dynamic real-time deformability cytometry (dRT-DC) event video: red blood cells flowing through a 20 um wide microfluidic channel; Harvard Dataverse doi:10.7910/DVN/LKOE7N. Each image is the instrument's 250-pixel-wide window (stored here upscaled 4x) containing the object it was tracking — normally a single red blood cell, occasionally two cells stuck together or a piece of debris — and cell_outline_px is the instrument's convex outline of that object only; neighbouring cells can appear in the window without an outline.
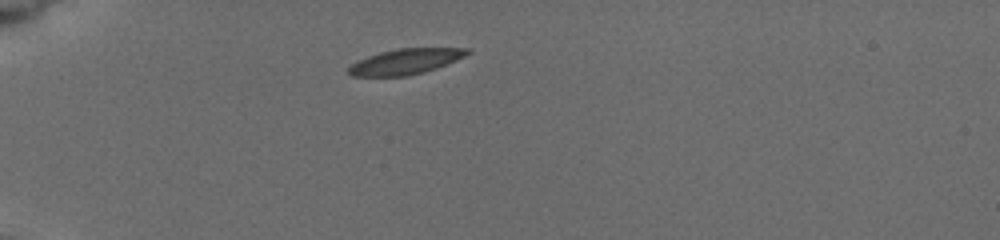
{"species": "common noctule bat (a hibernating species)", "species_latin": "Nyctalus noctula", "temperature_condition": "cold", "stored_images_in_passage": 2, "camera_frame_rate_fps": 3000, "um_per_image_px": 0.085, "animal": {"sex": "female", "body_mass_g": 19.5, "forearm_length_mm": 54.1}, "frame": {"image": 1, "passage_image": 1, "time_ms": 0.0, "image_size_px": [1000, 240], "cell_outline_px": [[472, 52], [456, 60], [436, 68], [424, 72], [408, 76], [352, 76], [348, 72], [348, 68], [352, 64], [368, 56], [380, 52], [396, 48], [468, 48]], "centroid_in_image_um": [34.48, 5.23], "position_along_channel_um": 50.5, "area_um2": 17.51}}